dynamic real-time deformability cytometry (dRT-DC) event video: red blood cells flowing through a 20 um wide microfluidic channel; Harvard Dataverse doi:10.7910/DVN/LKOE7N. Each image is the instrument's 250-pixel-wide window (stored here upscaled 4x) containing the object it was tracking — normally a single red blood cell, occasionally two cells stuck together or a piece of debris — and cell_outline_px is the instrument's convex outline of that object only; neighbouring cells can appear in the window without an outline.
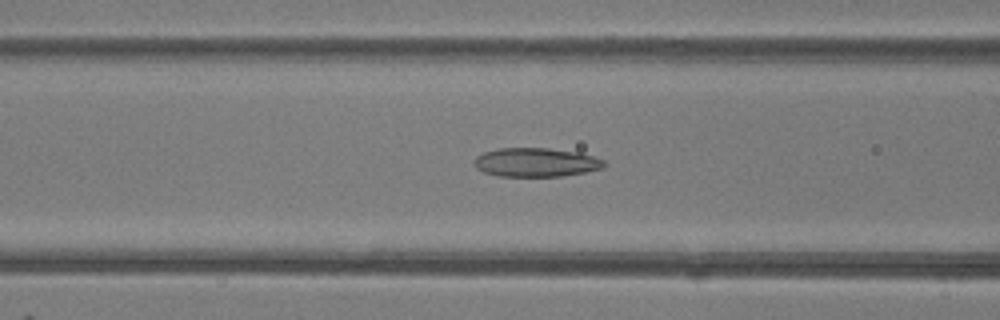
{"species": "common noctule bat (a hibernating species)", "species_latin": "Nyctalus noctula", "temperature_condition": "room temperature", "stored_images_in_passage": 34, "camera_frame_rate_fps": 3000, "um_per_image_px": 0.085, "animal": {"sex": "female"}, "frame": {"image": 1, "passage_image": 7, "time_ms": 2.0, "image_size_px": [1000, 320], "cell_outline_px": [[608, 164], [604, 168], [584, 172], [560, 176], [496, 176], [484, 172], [476, 168], [476, 156], [484, 152], [500, 148], [548, 148], [576, 152], [592, 156], [604, 160]], "centroid_in_image_um": [45.58, 13.8], "position_along_channel_um": 121.0, "area_um2": 21.73}}
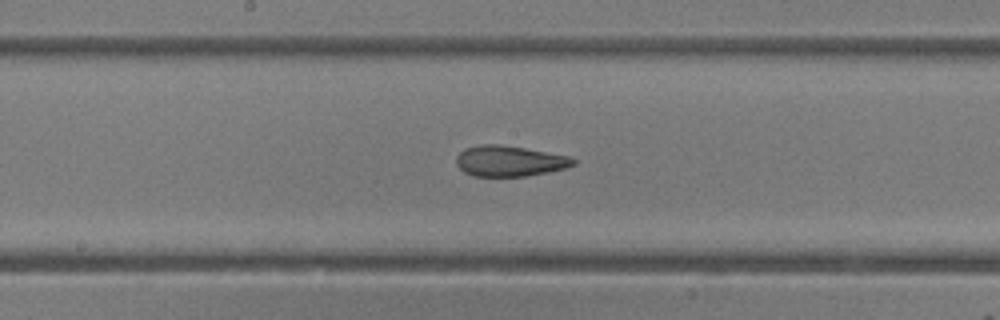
{"frame": {"image": 2, "passage_image": 13, "time_ms": 4.0, "image_size_px": [1000, 320], "cell_outline_px": [[576, 164], [568, 168], [548, 172], [524, 176], [472, 176], [464, 172], [456, 164], [456, 156], [464, 148], [480, 144], [500, 144], [524, 148], [568, 156], [576, 160]], "centroid_in_image_um": [43.29, 13.69], "position_along_channel_um": 204.9, "area_um2": 20.98}}
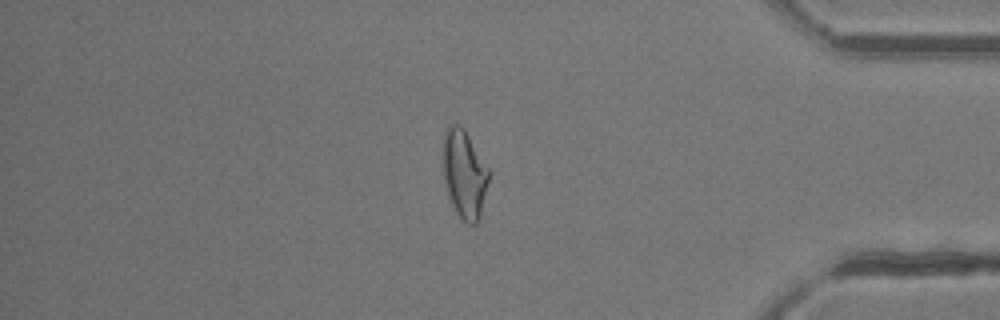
{"frame": {"image": 3, "passage_image": 29, "time_ms": 9.333, "image_size_px": [1000, 320], "cell_outline_px": [[488, 180], [480, 220], [476, 224], [468, 224], [456, 212], [448, 196], [444, 176], [444, 132], [448, 124], [460, 124], [464, 128], [488, 168]], "centroid_in_image_um": [39.47, 14.79], "position_along_channel_um": 395.7, "area_um2": 23.24}, "authors_computed_cell_mechanics": {"area_um2": 21.5305, "velocity_mm_per_s": 4.184, "shape_relaxation_time_tau1_ms": null, "shape_relaxation_time_tau2_ms": 1.8578, "deformation_change_tau1": null, "deformation_change_tau2": 0.1034}}